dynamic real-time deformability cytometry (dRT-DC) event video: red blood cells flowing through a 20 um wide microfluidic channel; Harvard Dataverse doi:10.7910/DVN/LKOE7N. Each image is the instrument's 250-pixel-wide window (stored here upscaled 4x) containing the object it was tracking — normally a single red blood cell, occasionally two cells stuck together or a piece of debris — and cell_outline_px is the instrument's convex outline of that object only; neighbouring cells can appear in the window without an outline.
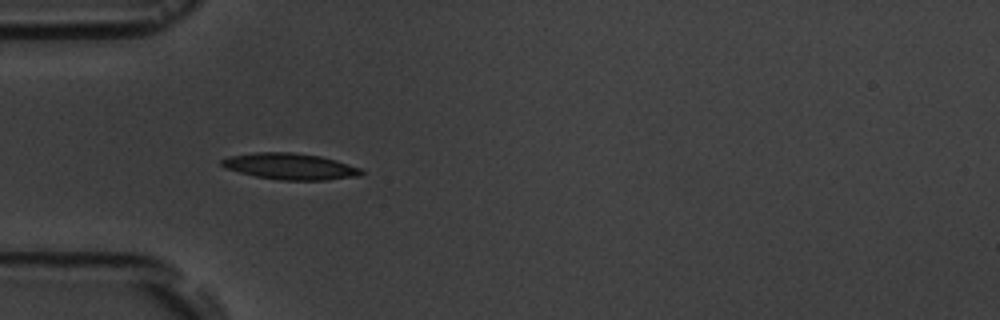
{"species": "common noctule bat (a hibernating species)", "species_latin": "Nyctalus noctula", "temperature_condition": "room temperature", "stored_images_in_passage": 2, "camera_frame_rate_fps": 3000, "um_per_image_px": 0.085, "animal": {"sex": "male", "body_mass_g": 19.5, "forearm_length_mm": 54.6}, "frame": {"image": 1, "passage_image": 1, "time_ms": 0.0, "image_size_px": [1000, 320], "cell_outline_px": [[364, 172], [360, 176], [324, 180], [280, 180], [256, 176], [224, 168], [220, 164], [220, 160], [232, 156], [256, 152], [292, 152], [320, 156], [336, 160], [360, 168]], "centroid_in_image_um": [24.67, 14.14], "position_along_channel_um": 60.3, "area_um2": 21.27}}
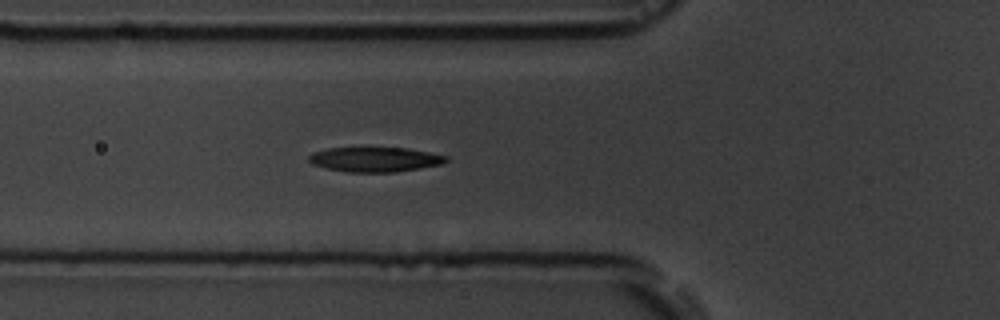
{"frame": {"image": 2, "passage_image": 2, "time_ms": 1.0, "image_size_px": [1000, 320], "cell_outline_px": [[448, 160], [440, 164], [420, 168], [396, 172], [348, 172], [324, 168], [312, 164], [308, 160], [308, 156], [312, 152], [328, 148], [360, 144], [404, 148], [428, 152], [448, 156]], "centroid_in_image_um": [31.78, 13.5], "position_along_channel_um": 94.0, "area_um2": 20.81}}